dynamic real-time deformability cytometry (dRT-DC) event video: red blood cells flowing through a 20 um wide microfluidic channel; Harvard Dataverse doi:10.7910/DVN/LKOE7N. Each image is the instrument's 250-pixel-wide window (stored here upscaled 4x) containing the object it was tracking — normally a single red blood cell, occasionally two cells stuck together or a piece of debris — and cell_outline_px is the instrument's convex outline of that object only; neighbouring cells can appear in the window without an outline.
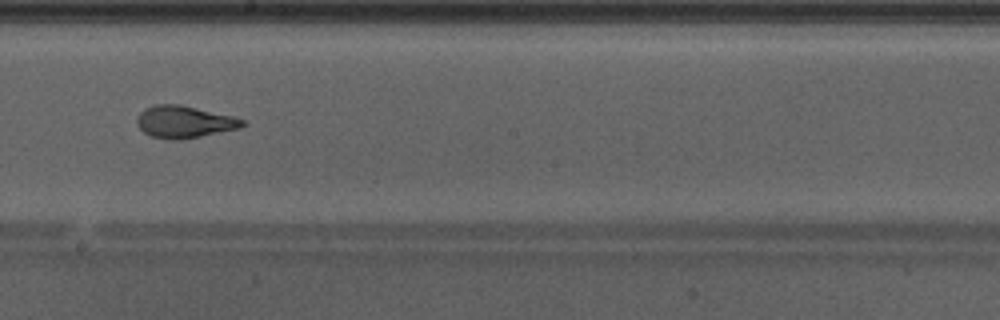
{"species": "Egyptian fruit bat (a non-hibernating species)", "species_latin": "Rousettus aegyptiacus", "temperature_condition": "warm", "stored_images_in_passage": 30, "camera_frame_rate_fps": 3000, "um_per_image_px": 0.085, "animal": {"sex": "male"}, "frame": {"image": 1, "passage_image": 13, "time_ms": 4.0, "image_size_px": [1000, 320], "cell_outline_px": [[248, 124], [240, 128], [180, 140], [172, 140], [152, 136], [144, 132], [136, 124], [136, 120], [140, 112], [144, 108], [156, 104], [180, 104], [232, 116], [248, 120]], "centroid_in_image_um": [15.69, 10.35], "position_along_channel_um": 232.5, "area_um2": 19.83}, "authors_computed_cell_mechanics": {"area_um2": 19.7676, "velocity_mm_per_s": 4.2824, "shape_relaxation_time_tau1_ms": 5.6859, "shape_relaxation_time_tau2_ms": 1.4772, "deformation_change_tau1": 0.2084, "deformation_change_tau2": 0.0951}}